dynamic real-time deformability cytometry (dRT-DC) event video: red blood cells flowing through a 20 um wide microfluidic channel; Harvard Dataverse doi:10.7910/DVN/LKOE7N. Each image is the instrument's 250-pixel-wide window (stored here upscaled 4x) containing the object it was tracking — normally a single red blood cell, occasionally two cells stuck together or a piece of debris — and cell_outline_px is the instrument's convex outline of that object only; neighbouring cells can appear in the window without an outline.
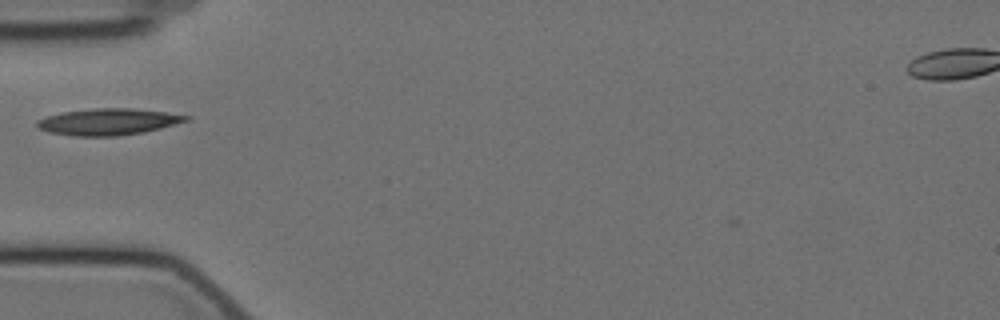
{"species": "Egyptian fruit bat (a non-hibernating species)", "species_latin": "Rousettus aegyptiacus", "temperature_condition": "cold", "stored_images_in_passage": 44, "camera_frame_rate_fps": 3000, "um_per_image_px": 0.085, "animal": {"sex": "female"}, "frame": {"image": 1, "passage_image": 5, "time_ms": 1.333, "image_size_px": [1000, 320], "cell_outline_px": [[192, 120], [144, 132], [120, 136], [76, 136], [48, 132], [36, 128], [36, 120], [48, 116], [64, 112], [96, 108], [132, 108], [164, 112], [192, 116]], "centroid_in_image_um": [9.22, 10.35], "position_along_channel_um": 75.8, "area_um2": 23.12}}
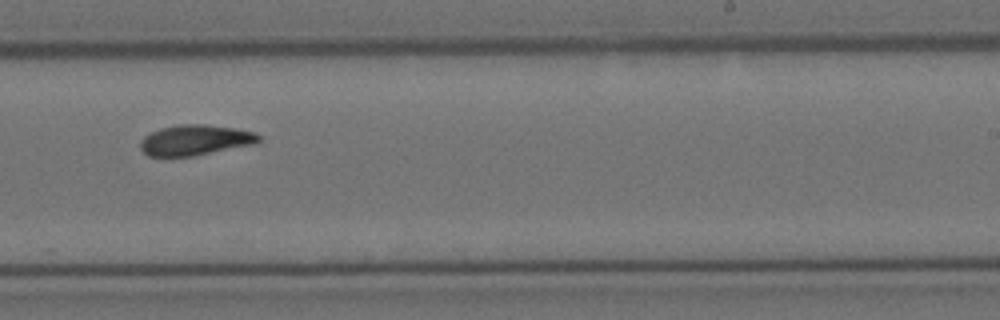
{"frame": {"image": 2, "passage_image": 22, "time_ms": 7.0, "image_size_px": [1000, 320], "cell_outline_px": [[260, 140], [256, 144], [196, 156], [148, 156], [140, 148], [140, 140], [144, 136], [160, 128], [180, 124], [204, 124], [236, 128], [252, 132], [260, 136]], "centroid_in_image_um": [16.6, 11.91], "position_along_channel_um": 272.4, "area_um2": 21.15}}
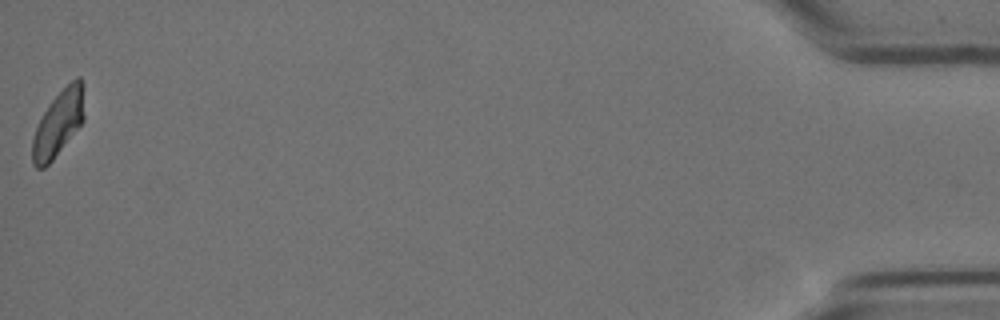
{"frame": {"image": 3, "passage_image": 44, "time_ms": 14.333, "image_size_px": [1000, 320], "cell_outline_px": [[84, 120], [52, 160], [44, 168], [36, 168], [32, 164], [32, 140], [36, 128], [48, 104], [76, 76], [80, 76], [84, 84]], "centroid_in_image_um": [4.98, 10.46], "position_along_channel_um": 430.2, "area_um2": 19.71}, "authors_computed_cell_mechanics": {"area_um2": 20.6346, "velocity_mm_per_s": 3.4595, "shape_relaxation_time_tau1_ms": 9.1608, "shape_relaxation_time_tau2_ms": 5.2592, "deformation_change_tau1": 0.2041, "deformation_change_tau2": 0.1116}}